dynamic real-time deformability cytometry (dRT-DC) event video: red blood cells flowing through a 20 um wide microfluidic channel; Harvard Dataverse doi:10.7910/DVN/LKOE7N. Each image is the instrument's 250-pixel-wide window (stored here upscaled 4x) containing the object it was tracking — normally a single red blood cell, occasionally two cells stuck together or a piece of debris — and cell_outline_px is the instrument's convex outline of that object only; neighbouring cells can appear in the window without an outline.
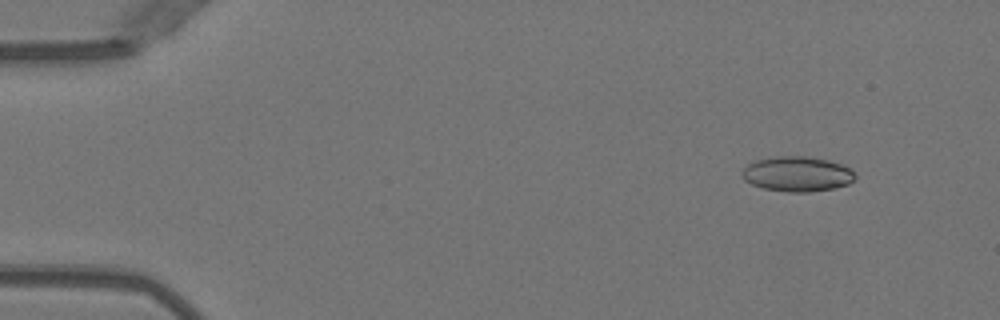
{"species": "Egyptian fruit bat (a non-hibernating species)", "species_latin": "Rousettus aegyptiacus", "temperature_condition": "warm", "stored_images_in_passage": 48, "camera_frame_rate_fps": 3000, "um_per_image_px": 0.085, "animal": {"sex": "female"}, "frame": {"image": 1, "passage_image": 3, "time_ms": 0.667, "image_size_px": [1000, 320], "cell_outline_px": [[856, 176], [848, 184], [832, 188], [808, 192], [788, 192], [764, 188], [752, 184], [744, 180], [740, 172], [748, 164], [756, 160], [780, 156], [808, 156], [828, 160], [852, 168], [856, 172]], "centroid_in_image_um": [67.77, 14.78], "position_along_channel_um": 17.2, "area_um2": 23.06}}
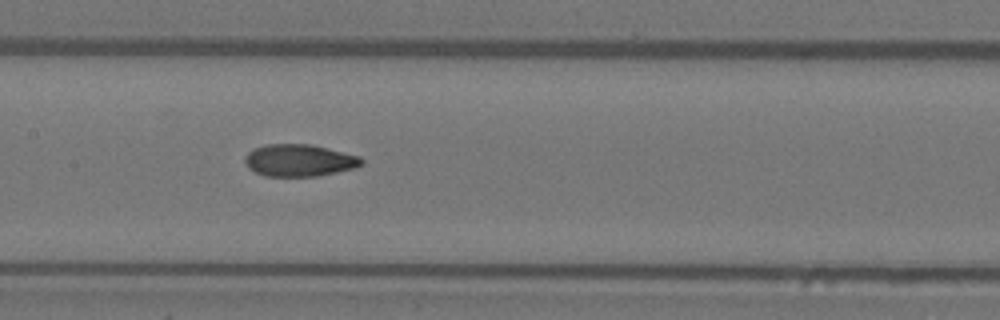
{"frame": {"image": 2, "passage_image": 23, "time_ms": 7.333, "image_size_px": [1000, 320], "cell_outline_px": [[364, 164], [356, 168], [316, 176], [264, 176], [248, 168], [244, 160], [248, 152], [252, 148], [268, 144], [312, 144], [360, 156], [364, 160]], "centroid_in_image_um": [25.45, 13.62], "position_along_channel_um": 181.9, "area_um2": 21.96}}
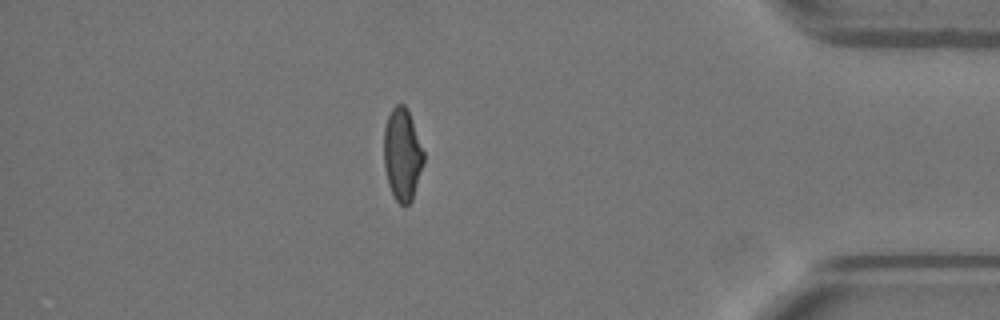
{"frame": {"image": 3, "passage_image": 42, "time_ms": 13.667, "image_size_px": [1000, 320], "cell_outline_px": [[424, 160], [412, 200], [408, 204], [400, 204], [396, 200], [388, 184], [384, 168], [384, 128], [388, 116], [392, 108], [396, 104], [404, 104], [408, 112], [424, 152]], "centroid_in_image_um": [34.17, 13.14], "position_along_channel_um": 401.0, "area_um2": 21.04}, "authors_computed_cell_mechanics": {"area_um2": 21.9929, "velocity_mm_per_s": 4.0505, "shape_relaxation_time_tau1_ms": 9.4036, "shape_relaxation_time_tau2_ms": 1.4094, "deformation_change_tau1": 0.2543, "deformation_change_tau2": 0.0717}}